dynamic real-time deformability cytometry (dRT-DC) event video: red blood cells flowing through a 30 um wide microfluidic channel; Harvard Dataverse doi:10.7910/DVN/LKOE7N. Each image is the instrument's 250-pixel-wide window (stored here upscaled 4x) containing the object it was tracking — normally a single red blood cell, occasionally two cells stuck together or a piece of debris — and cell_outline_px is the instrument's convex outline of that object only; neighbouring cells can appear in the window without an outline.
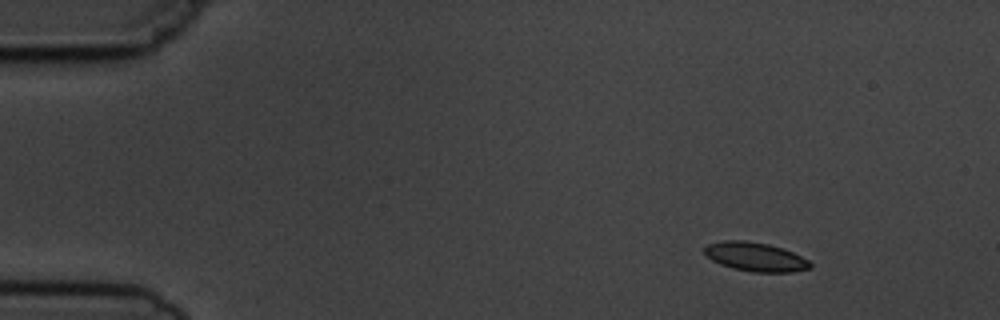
{"species": "common noctule bat (a hibernating species)", "species_latin": "Nyctalus noctula", "temperature_condition": "cold", "stored_images_in_passage": 5, "camera_frame_rate_fps": 3000, "um_per_image_px": 0.085, "animal": {"sex": "male", "body_mass_g": 19.5, "forearm_length_mm": 54.6}, "frame": {"image": 1, "passage_image": 1, "time_ms": 0.0, "image_size_px": [1000, 320], "cell_outline_px": [[812, 268], [792, 272], [752, 272], [732, 268], [720, 264], [712, 260], [704, 252], [704, 248], [708, 244], [724, 240], [744, 240], [768, 244], [792, 252], [808, 260], [812, 264]], "centroid_in_image_um": [64.21, 21.84], "position_along_channel_um": 20.8, "area_um2": 17.74}}
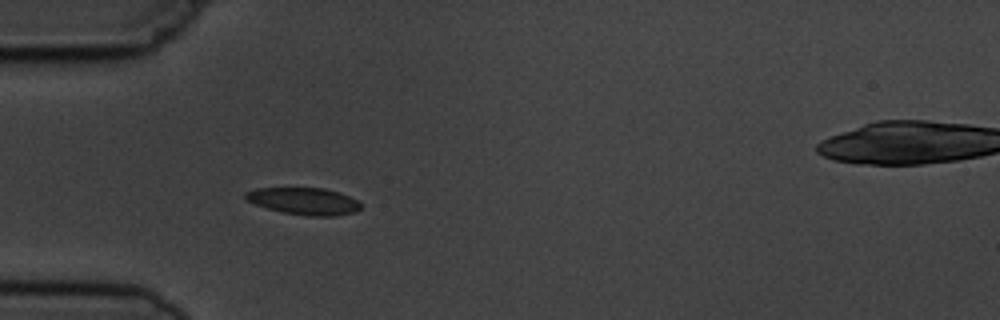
{"frame": {"image": 2, "passage_image": 4, "time_ms": 3.333, "image_size_px": [1000, 320], "cell_outline_px": [[360, 208], [352, 212], [336, 216], [308, 216], [284, 212], [268, 208], [244, 200], [244, 192], [256, 188], [324, 188], [348, 196], [356, 200], [360, 204]], "centroid_in_image_um": [25.78, 17.09], "position_along_channel_um": 59.2, "area_um2": 17.92}}